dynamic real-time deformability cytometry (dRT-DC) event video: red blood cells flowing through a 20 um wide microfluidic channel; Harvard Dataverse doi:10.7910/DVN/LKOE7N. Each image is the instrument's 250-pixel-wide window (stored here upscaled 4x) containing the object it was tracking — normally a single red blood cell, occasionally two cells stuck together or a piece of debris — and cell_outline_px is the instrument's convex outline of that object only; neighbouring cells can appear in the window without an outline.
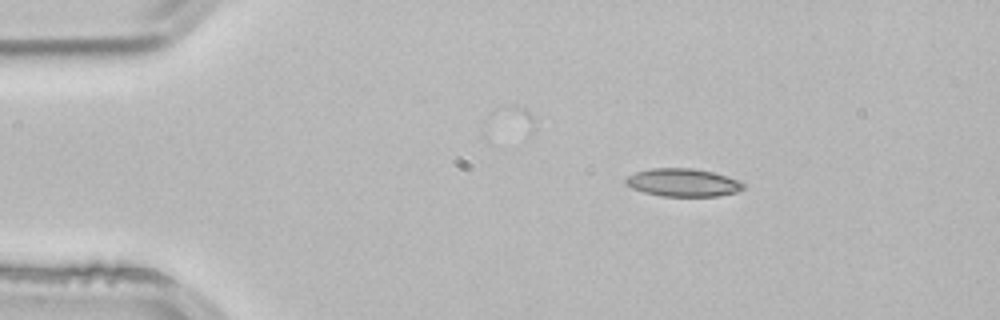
{"species": "common noctule bat (a hibernating species)", "species_latin": "Nyctalus noctula", "temperature_condition": "room temperature", "stored_images_in_passage": 2, "camera_frame_rate_fps": 3000, "um_per_image_px": 0.085, "animal": {"sex": "male", "body_mass_g": 21.5, "forearm_length_mm": 52.0}, "frame": {"image": 1, "passage_image": 1, "time_ms": 0.0, "image_size_px": [1000, 320], "cell_outline_px": [[744, 188], [736, 192], [720, 196], [660, 196], [644, 192], [632, 188], [624, 184], [624, 180], [628, 176], [636, 172], [652, 168], [692, 168], [712, 172], [728, 176], [744, 184]], "centroid_in_image_um": [58.03, 15.52], "position_along_channel_um": 27.0, "area_um2": 19.13}}